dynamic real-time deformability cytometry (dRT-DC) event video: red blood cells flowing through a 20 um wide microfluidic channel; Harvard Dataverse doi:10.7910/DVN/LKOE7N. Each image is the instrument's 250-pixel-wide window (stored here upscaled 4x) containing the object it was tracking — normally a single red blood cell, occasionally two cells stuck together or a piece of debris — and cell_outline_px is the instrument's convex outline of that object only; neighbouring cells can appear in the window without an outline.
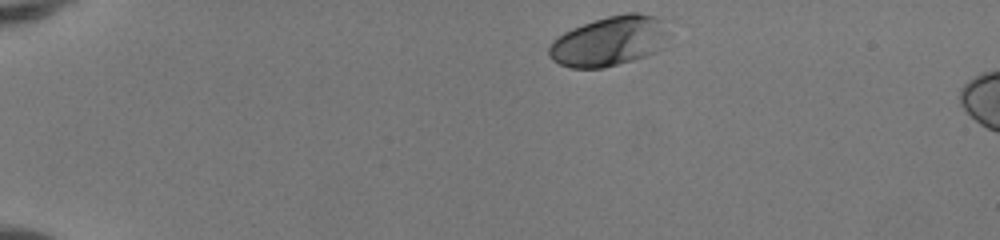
{"species": "human", "species_latin": "Homo sapiens", "temperature_condition": "room temperature", "stored_images_in_passage": 7, "camera_frame_rate_fps": 3000, "um_per_image_px": 0.085, "donor": {"sex": "female"}, "frame": {"image": 1, "passage_image": 1, "time_ms": 0.0, "image_size_px": [1000, 240], "cell_outline_px": [[672, 32], [660, 48], [656, 52], [648, 56], [604, 68], [572, 68], [560, 64], [552, 60], [548, 56], [548, 48], [552, 40], [564, 32], [572, 28], [608, 16], [624, 12], [640, 12], [672, 16]], "centroid_in_image_um": [51.96, 3.44], "position_along_channel_um": 33.0, "area_um2": 36.36}}